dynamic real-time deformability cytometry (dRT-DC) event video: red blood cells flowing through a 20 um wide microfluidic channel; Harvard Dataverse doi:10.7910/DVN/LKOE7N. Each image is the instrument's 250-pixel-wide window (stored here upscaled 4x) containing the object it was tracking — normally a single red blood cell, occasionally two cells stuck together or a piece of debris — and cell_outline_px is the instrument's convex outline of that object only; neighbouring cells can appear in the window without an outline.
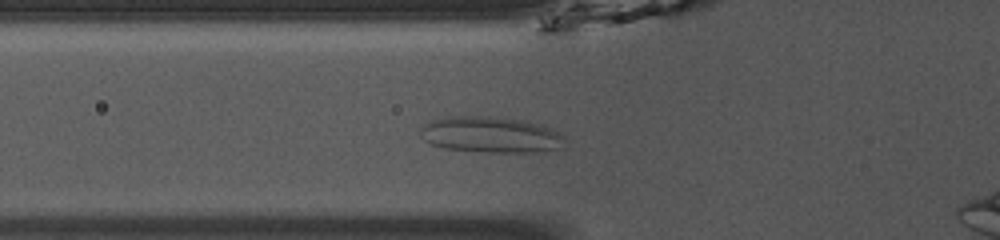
{"species": "common noctule bat (a hibernating species)", "species_latin": "Nyctalus noctula", "temperature_condition": "room temperature", "stored_images_in_passage": 36, "camera_frame_rate_fps": 3000, "um_per_image_px": 0.085, "animal": {"sex": "male", "body_mass_g": 13.0, "forearm_length_mm": 53.1}, "frame": {"image": 1, "passage_image": 4, "time_ms": 1.0, "image_size_px": [1000, 240], "cell_outline_px": [[540, 132], [536, 148], [452, 148], [436, 144], [432, 124], [448, 120], [480, 120], [516, 124], [532, 128]], "centroid_in_image_um": [41.15, 11.46], "position_along_channel_um": 84.6, "area_um2": 18.96}}
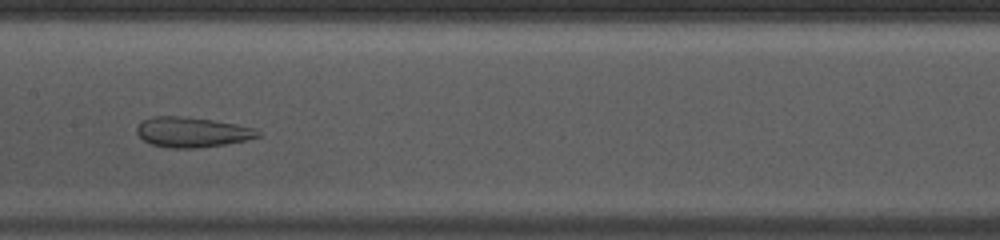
{"frame": {"image": 2, "passage_image": 12, "time_ms": 3.667, "image_size_px": [1000, 240], "cell_outline_px": [[256, 136], [244, 140], [220, 144], [152, 144], [144, 140], [140, 136], [140, 124], [144, 120], [168, 116], [208, 120], [248, 128]], "centroid_in_image_um": [16.24, 11.18], "position_along_channel_um": 191.2, "area_um2": 17.98}}
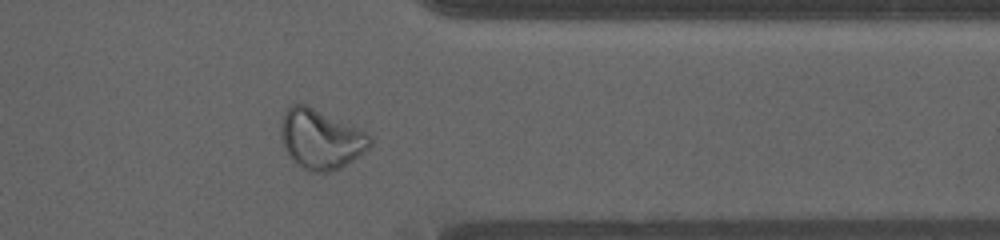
{"frame": {"image": 3, "passage_image": 27, "time_ms": 8.667, "image_size_px": [1000, 240], "cell_outline_px": [[360, 148], [352, 156], [340, 164], [328, 168], [312, 168], [296, 160], [292, 156], [288, 148], [284, 136], [284, 120], [288, 112], [296, 108], [308, 108], [340, 132]], "centroid_in_image_um": [26.84, 11.92], "position_along_channel_um": 384.6, "area_um2": 21.44}}